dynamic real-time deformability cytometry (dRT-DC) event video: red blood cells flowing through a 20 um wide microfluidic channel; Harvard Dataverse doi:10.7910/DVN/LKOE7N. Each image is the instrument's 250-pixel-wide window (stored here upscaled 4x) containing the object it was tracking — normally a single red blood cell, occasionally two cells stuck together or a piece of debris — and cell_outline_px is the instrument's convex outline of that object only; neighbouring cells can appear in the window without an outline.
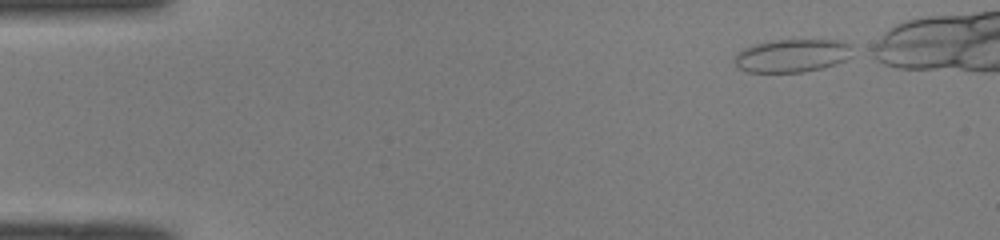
{"species": "common noctule bat (a hibernating species)", "species_latin": "Nyctalus noctula", "temperature_condition": "room temperature", "stored_images_in_passage": 40, "camera_frame_rate_fps": 3000, "um_per_image_px": 0.085, "animal": {"sex": "male", "body_mass_g": 19.0, "forearm_length_mm": 50.8}, "frame": {"image": 1, "passage_image": 1, "time_ms": 0.0, "image_size_px": [1000, 240], "cell_outline_px": [[860, 52], [844, 60], [820, 68], [804, 72], [748, 72], [740, 68], [736, 64], [736, 56], [744, 48], [756, 44], [772, 40], [840, 40], [852, 44], [860, 48]], "centroid_in_image_um": [67.49, 4.71], "position_along_channel_um": 17.5, "area_um2": 22.95}}
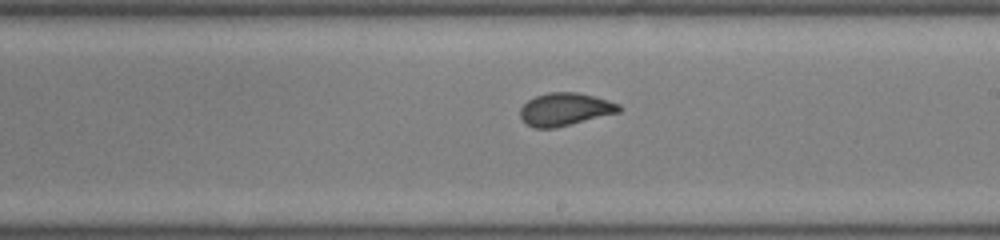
{"frame": {"image": 2, "passage_image": 25, "time_ms": 8.0, "image_size_px": [1000, 240], "cell_outline_px": [[624, 108], [620, 112], [556, 128], [532, 128], [520, 116], [520, 108], [528, 100], [536, 96], [548, 92], [576, 92], [608, 100], [620, 104]], "centroid_in_image_um": [48.05, 9.29], "position_along_channel_um": 241.0, "area_um2": 18.9}}
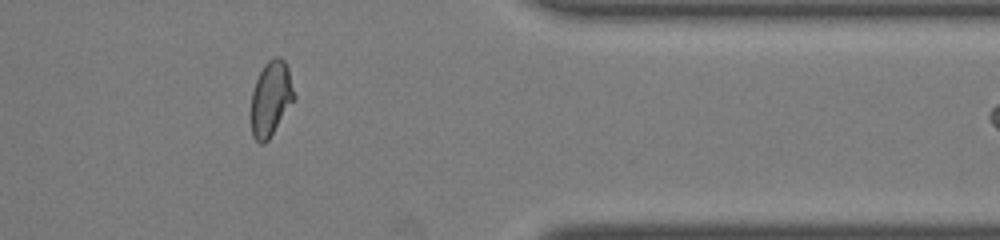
{"frame": {"image": 3, "passage_image": 37, "time_ms": 12.0, "image_size_px": [1000, 240], "cell_outline_px": [[296, 96], [268, 140], [264, 144], [260, 144], [252, 136], [252, 92], [256, 80], [264, 64], [268, 60], [276, 56], [280, 56], [284, 60], [288, 68]], "centroid_in_image_um": [23.03, 8.35], "position_along_channel_um": 388.4, "area_um2": 18.55}}